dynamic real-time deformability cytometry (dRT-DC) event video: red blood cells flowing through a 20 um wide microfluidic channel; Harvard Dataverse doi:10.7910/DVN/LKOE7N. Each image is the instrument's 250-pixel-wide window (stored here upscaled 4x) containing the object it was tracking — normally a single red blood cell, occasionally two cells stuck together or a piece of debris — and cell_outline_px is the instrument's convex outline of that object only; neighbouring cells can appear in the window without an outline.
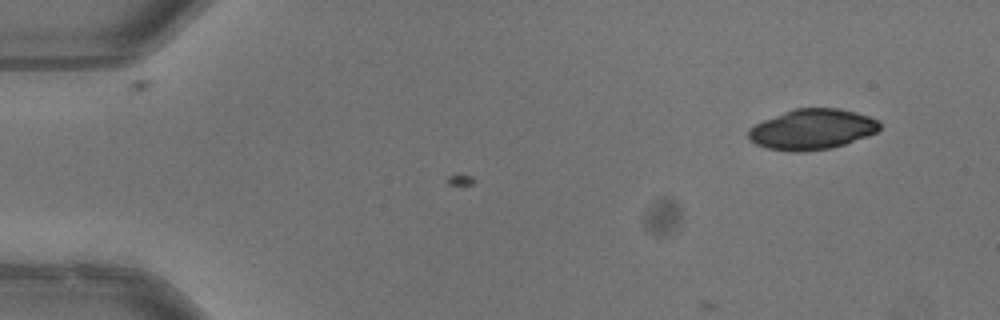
{"species": "common noctule bat (a hibernating species)", "species_latin": "Nyctalus noctula", "temperature_condition": "warm", "stored_images_in_passage": 10, "camera_frame_rate_fps": 3000, "um_per_image_px": 0.085, "animal": {"sex": "male", "body_mass_g": 13.3}, "frame": {"image": 1, "passage_image": 10, "time_ms": 3.0, "image_size_px": [1000, 320], "cell_outline_px": [[880, 128], [876, 132], [868, 136], [832, 148], [804, 152], [792, 152], [768, 148], [756, 144], [748, 140], [748, 128], [764, 120], [784, 112], [796, 108], [840, 108], [856, 112], [868, 116], [876, 120], [880, 124]], "centroid_in_image_um": [69.02, 11.0], "position_along_channel_um": 16.0, "area_um2": 30.92}}